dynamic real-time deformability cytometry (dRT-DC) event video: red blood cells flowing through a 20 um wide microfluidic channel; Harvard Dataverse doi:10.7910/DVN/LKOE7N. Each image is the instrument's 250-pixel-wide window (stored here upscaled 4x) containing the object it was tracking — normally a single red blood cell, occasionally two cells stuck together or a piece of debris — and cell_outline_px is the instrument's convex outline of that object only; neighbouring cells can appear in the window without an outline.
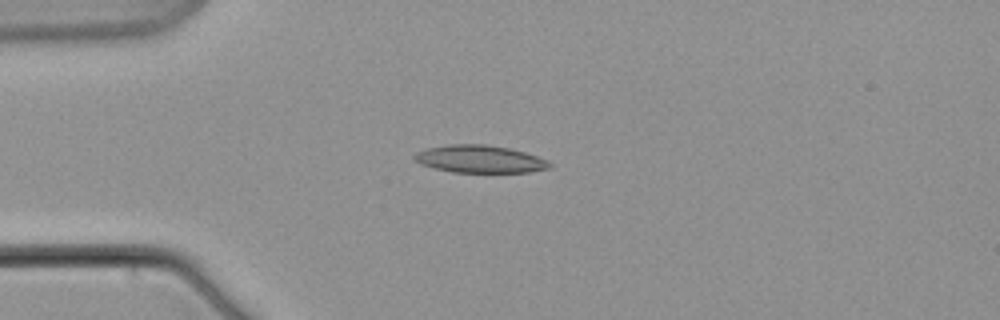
{"species": "common noctule bat (a hibernating species)", "species_latin": "Nyctalus noctula", "temperature_condition": "warm", "stored_images_in_passage": 5, "camera_frame_rate_fps": 3000, "um_per_image_px": 0.085, "animal": {"sex": "male", "body_mass_g": 21.5, "forearm_length_mm": 52.0}, "frame": {"image": 1, "passage_image": 5, "time_ms": 5.333, "image_size_px": [1000, 320], "cell_outline_px": [[552, 168], [528, 172], [452, 172], [420, 164], [412, 156], [416, 152], [428, 148], [448, 144], [484, 144], [508, 148], [524, 152], [548, 160], [552, 164]], "centroid_in_image_um": [40.8, 13.52], "position_along_channel_um": 44.2, "area_um2": 21.62}}